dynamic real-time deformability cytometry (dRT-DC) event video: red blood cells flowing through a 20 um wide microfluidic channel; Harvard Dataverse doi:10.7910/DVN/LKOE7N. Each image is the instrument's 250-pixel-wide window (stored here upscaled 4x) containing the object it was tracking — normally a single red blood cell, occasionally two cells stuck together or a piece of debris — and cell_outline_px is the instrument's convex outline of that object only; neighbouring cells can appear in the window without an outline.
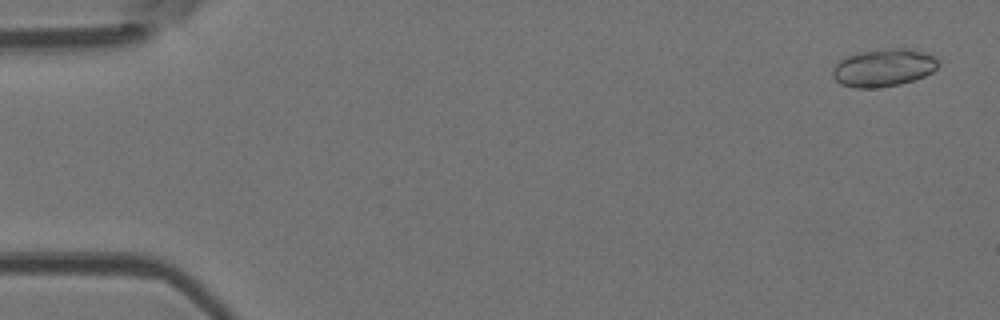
{"species": "Egyptian fruit bat (a non-hibernating species)", "species_latin": "Rousettus aegyptiacus", "temperature_condition": "room temperature", "stored_images_in_passage": 52, "camera_frame_rate_fps": 3000, "um_per_image_px": 0.085, "animal": {"sex": "female"}, "frame": {"image": 1, "passage_image": 2, "time_ms": 0.333, "image_size_px": [1000, 320], "cell_outline_px": [[936, 68], [932, 72], [924, 76], [900, 84], [880, 88], [856, 88], [840, 84], [832, 76], [832, 68], [840, 60], [848, 56], [860, 52], [888, 48], [912, 48], [932, 56], [936, 60]], "centroid_in_image_um": [75.05, 5.76], "position_along_channel_um": 9.9, "area_um2": 23.06}}
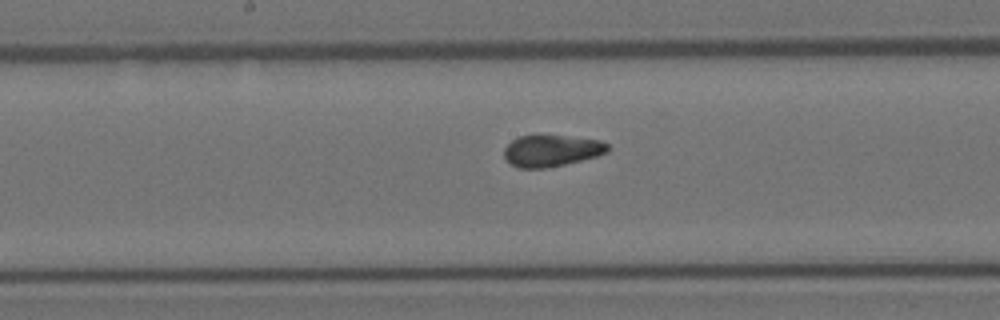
{"frame": {"image": 2, "passage_image": 27, "time_ms": 8.667, "image_size_px": [1000, 320], "cell_outline_px": [[608, 152], [596, 156], [564, 164], [544, 168], [520, 168], [504, 160], [504, 148], [512, 140], [520, 136], [564, 136], [600, 140], [608, 144]], "centroid_in_image_um": [46.85, 12.81], "position_along_channel_um": 201.3, "area_um2": 18.79}}
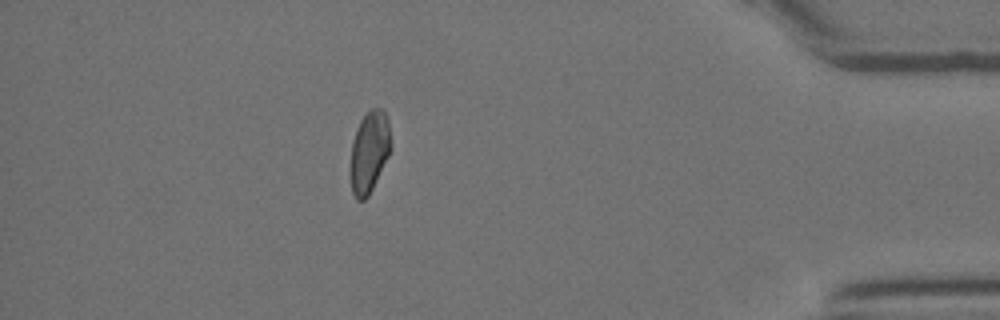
{"frame": {"image": 3, "passage_image": 46, "time_ms": 15.0, "image_size_px": [1000, 320], "cell_outline_px": [[392, 148], [368, 196], [364, 200], [356, 200], [352, 192], [352, 144], [360, 120], [372, 108], [384, 108], [388, 116], [392, 144]], "centroid_in_image_um": [31.44, 12.85], "position_along_channel_um": 403.8, "area_um2": 18.9}, "authors_computed_cell_mechanics": {"area_um2": 19.8543, "velocity_mm_per_s": 3.9108, "shape_relaxation_time_tau1_ms": null, "shape_relaxation_time_tau2_ms": 2.07, "deformation_change_tau1": null, "deformation_change_tau2": 0.0512}}